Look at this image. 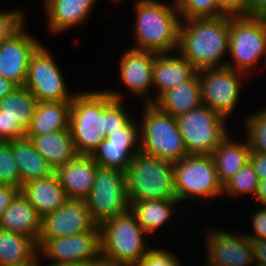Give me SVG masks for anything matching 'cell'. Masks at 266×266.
<instances>
[{"instance_id":"39","label":"cell","mask_w":266,"mask_h":266,"mask_svg":"<svg viewBox=\"0 0 266 266\" xmlns=\"http://www.w3.org/2000/svg\"><path fill=\"white\" fill-rule=\"evenodd\" d=\"M253 213V214H252ZM251 225L253 233H245L249 239H259L266 240V206L260 208H255V211L252 212Z\"/></svg>"},{"instance_id":"9","label":"cell","mask_w":266,"mask_h":266,"mask_svg":"<svg viewBox=\"0 0 266 266\" xmlns=\"http://www.w3.org/2000/svg\"><path fill=\"white\" fill-rule=\"evenodd\" d=\"M176 121L188 155H212L230 133L228 121L204 104L176 117Z\"/></svg>"},{"instance_id":"3","label":"cell","mask_w":266,"mask_h":266,"mask_svg":"<svg viewBox=\"0 0 266 266\" xmlns=\"http://www.w3.org/2000/svg\"><path fill=\"white\" fill-rule=\"evenodd\" d=\"M129 205L139 200L177 199L173 163L139 152L125 172Z\"/></svg>"},{"instance_id":"26","label":"cell","mask_w":266,"mask_h":266,"mask_svg":"<svg viewBox=\"0 0 266 266\" xmlns=\"http://www.w3.org/2000/svg\"><path fill=\"white\" fill-rule=\"evenodd\" d=\"M72 101L38 102L26 136H36L66 130L70 127Z\"/></svg>"},{"instance_id":"15","label":"cell","mask_w":266,"mask_h":266,"mask_svg":"<svg viewBox=\"0 0 266 266\" xmlns=\"http://www.w3.org/2000/svg\"><path fill=\"white\" fill-rule=\"evenodd\" d=\"M139 152V124L134 119L124 129L106 136L90 156L99 167L125 173Z\"/></svg>"},{"instance_id":"51","label":"cell","mask_w":266,"mask_h":266,"mask_svg":"<svg viewBox=\"0 0 266 266\" xmlns=\"http://www.w3.org/2000/svg\"><path fill=\"white\" fill-rule=\"evenodd\" d=\"M110 1H111L112 3L115 1L114 3H117V4H118L119 2L124 1V0H110Z\"/></svg>"},{"instance_id":"29","label":"cell","mask_w":266,"mask_h":266,"mask_svg":"<svg viewBox=\"0 0 266 266\" xmlns=\"http://www.w3.org/2000/svg\"><path fill=\"white\" fill-rule=\"evenodd\" d=\"M183 207L184 204L180 205L177 199L172 200H139L134 201L130 204L129 210L136 217L137 222L141 228L148 234V236L155 235L161 227H165L168 220L172 219V215L177 212L175 207Z\"/></svg>"},{"instance_id":"40","label":"cell","mask_w":266,"mask_h":266,"mask_svg":"<svg viewBox=\"0 0 266 266\" xmlns=\"http://www.w3.org/2000/svg\"><path fill=\"white\" fill-rule=\"evenodd\" d=\"M254 266H266V240L250 239Z\"/></svg>"},{"instance_id":"6","label":"cell","mask_w":266,"mask_h":266,"mask_svg":"<svg viewBox=\"0 0 266 266\" xmlns=\"http://www.w3.org/2000/svg\"><path fill=\"white\" fill-rule=\"evenodd\" d=\"M99 229L100 255L108 261L136 265L150 248L148 234L130 210L104 222Z\"/></svg>"},{"instance_id":"52","label":"cell","mask_w":266,"mask_h":266,"mask_svg":"<svg viewBox=\"0 0 266 266\" xmlns=\"http://www.w3.org/2000/svg\"><path fill=\"white\" fill-rule=\"evenodd\" d=\"M262 18H263V20H264L265 23H266V14H265Z\"/></svg>"},{"instance_id":"48","label":"cell","mask_w":266,"mask_h":266,"mask_svg":"<svg viewBox=\"0 0 266 266\" xmlns=\"http://www.w3.org/2000/svg\"><path fill=\"white\" fill-rule=\"evenodd\" d=\"M40 266H95V262H75V263H67V264H43L41 261L39 262Z\"/></svg>"},{"instance_id":"30","label":"cell","mask_w":266,"mask_h":266,"mask_svg":"<svg viewBox=\"0 0 266 266\" xmlns=\"http://www.w3.org/2000/svg\"><path fill=\"white\" fill-rule=\"evenodd\" d=\"M37 243L24 235L0 229V266L39 263Z\"/></svg>"},{"instance_id":"49","label":"cell","mask_w":266,"mask_h":266,"mask_svg":"<svg viewBox=\"0 0 266 266\" xmlns=\"http://www.w3.org/2000/svg\"><path fill=\"white\" fill-rule=\"evenodd\" d=\"M51 0H43L42 4H43V8L50 2Z\"/></svg>"},{"instance_id":"28","label":"cell","mask_w":266,"mask_h":266,"mask_svg":"<svg viewBox=\"0 0 266 266\" xmlns=\"http://www.w3.org/2000/svg\"><path fill=\"white\" fill-rule=\"evenodd\" d=\"M26 138L30 139L54 171L78 155L70 128Z\"/></svg>"},{"instance_id":"4","label":"cell","mask_w":266,"mask_h":266,"mask_svg":"<svg viewBox=\"0 0 266 266\" xmlns=\"http://www.w3.org/2000/svg\"><path fill=\"white\" fill-rule=\"evenodd\" d=\"M139 118L140 152L176 163L188 155L176 118L153 103H143ZM143 119V120H142Z\"/></svg>"},{"instance_id":"45","label":"cell","mask_w":266,"mask_h":266,"mask_svg":"<svg viewBox=\"0 0 266 266\" xmlns=\"http://www.w3.org/2000/svg\"><path fill=\"white\" fill-rule=\"evenodd\" d=\"M18 87L19 86L13 81L0 77V100Z\"/></svg>"},{"instance_id":"41","label":"cell","mask_w":266,"mask_h":266,"mask_svg":"<svg viewBox=\"0 0 266 266\" xmlns=\"http://www.w3.org/2000/svg\"><path fill=\"white\" fill-rule=\"evenodd\" d=\"M221 11L228 16H244V0H218Z\"/></svg>"},{"instance_id":"23","label":"cell","mask_w":266,"mask_h":266,"mask_svg":"<svg viewBox=\"0 0 266 266\" xmlns=\"http://www.w3.org/2000/svg\"><path fill=\"white\" fill-rule=\"evenodd\" d=\"M20 192L41 218L56 211L68 200L55 173L26 182L22 185Z\"/></svg>"},{"instance_id":"38","label":"cell","mask_w":266,"mask_h":266,"mask_svg":"<svg viewBox=\"0 0 266 266\" xmlns=\"http://www.w3.org/2000/svg\"><path fill=\"white\" fill-rule=\"evenodd\" d=\"M22 9H11L0 11V45L15 32L24 22H26V11Z\"/></svg>"},{"instance_id":"42","label":"cell","mask_w":266,"mask_h":266,"mask_svg":"<svg viewBox=\"0 0 266 266\" xmlns=\"http://www.w3.org/2000/svg\"><path fill=\"white\" fill-rule=\"evenodd\" d=\"M266 14V0H244V16L263 17Z\"/></svg>"},{"instance_id":"2","label":"cell","mask_w":266,"mask_h":266,"mask_svg":"<svg viewBox=\"0 0 266 266\" xmlns=\"http://www.w3.org/2000/svg\"><path fill=\"white\" fill-rule=\"evenodd\" d=\"M172 1L134 0L135 45L130 48L157 54L178 52L181 19Z\"/></svg>"},{"instance_id":"17","label":"cell","mask_w":266,"mask_h":266,"mask_svg":"<svg viewBox=\"0 0 266 266\" xmlns=\"http://www.w3.org/2000/svg\"><path fill=\"white\" fill-rule=\"evenodd\" d=\"M38 101L24 86H19L0 100V141L26 137Z\"/></svg>"},{"instance_id":"53","label":"cell","mask_w":266,"mask_h":266,"mask_svg":"<svg viewBox=\"0 0 266 266\" xmlns=\"http://www.w3.org/2000/svg\"><path fill=\"white\" fill-rule=\"evenodd\" d=\"M264 62H265V63H263V64H265V65H266V60H264ZM265 65L263 66V68H264V69H265V67H266Z\"/></svg>"},{"instance_id":"37","label":"cell","mask_w":266,"mask_h":266,"mask_svg":"<svg viewBox=\"0 0 266 266\" xmlns=\"http://www.w3.org/2000/svg\"><path fill=\"white\" fill-rule=\"evenodd\" d=\"M171 250L150 247L136 266H184Z\"/></svg>"},{"instance_id":"7","label":"cell","mask_w":266,"mask_h":266,"mask_svg":"<svg viewBox=\"0 0 266 266\" xmlns=\"http://www.w3.org/2000/svg\"><path fill=\"white\" fill-rule=\"evenodd\" d=\"M175 191L180 204L213 201L223 197L215 163L211 155H187L173 163ZM203 199V200H202Z\"/></svg>"},{"instance_id":"10","label":"cell","mask_w":266,"mask_h":266,"mask_svg":"<svg viewBox=\"0 0 266 266\" xmlns=\"http://www.w3.org/2000/svg\"><path fill=\"white\" fill-rule=\"evenodd\" d=\"M43 44L30 57L24 87L38 102L72 101L78 91H69L56 58Z\"/></svg>"},{"instance_id":"50","label":"cell","mask_w":266,"mask_h":266,"mask_svg":"<svg viewBox=\"0 0 266 266\" xmlns=\"http://www.w3.org/2000/svg\"><path fill=\"white\" fill-rule=\"evenodd\" d=\"M25 266H40V264L39 263H32L30 265H25Z\"/></svg>"},{"instance_id":"19","label":"cell","mask_w":266,"mask_h":266,"mask_svg":"<svg viewBox=\"0 0 266 266\" xmlns=\"http://www.w3.org/2000/svg\"><path fill=\"white\" fill-rule=\"evenodd\" d=\"M98 228L85 200L68 199L63 206L42 218L39 239L72 236Z\"/></svg>"},{"instance_id":"13","label":"cell","mask_w":266,"mask_h":266,"mask_svg":"<svg viewBox=\"0 0 266 266\" xmlns=\"http://www.w3.org/2000/svg\"><path fill=\"white\" fill-rule=\"evenodd\" d=\"M39 261L48 264L96 262L100 257V229L72 236L38 240ZM47 258V259H46Z\"/></svg>"},{"instance_id":"18","label":"cell","mask_w":266,"mask_h":266,"mask_svg":"<svg viewBox=\"0 0 266 266\" xmlns=\"http://www.w3.org/2000/svg\"><path fill=\"white\" fill-rule=\"evenodd\" d=\"M157 53L136 50L128 47L121 52L118 77L120 84L133 94L142 99L143 103H152L150 90L153 85V66ZM149 93V94H148Z\"/></svg>"},{"instance_id":"1","label":"cell","mask_w":266,"mask_h":266,"mask_svg":"<svg viewBox=\"0 0 266 266\" xmlns=\"http://www.w3.org/2000/svg\"><path fill=\"white\" fill-rule=\"evenodd\" d=\"M230 16L181 20L178 52L198 71L226 67Z\"/></svg>"},{"instance_id":"31","label":"cell","mask_w":266,"mask_h":266,"mask_svg":"<svg viewBox=\"0 0 266 266\" xmlns=\"http://www.w3.org/2000/svg\"><path fill=\"white\" fill-rule=\"evenodd\" d=\"M12 153L19 167L21 184L52 175L55 171L28 138L12 141Z\"/></svg>"},{"instance_id":"25","label":"cell","mask_w":266,"mask_h":266,"mask_svg":"<svg viewBox=\"0 0 266 266\" xmlns=\"http://www.w3.org/2000/svg\"><path fill=\"white\" fill-rule=\"evenodd\" d=\"M244 139L238 142L229 133L211 155L222 185L249 162L251 151L246 138Z\"/></svg>"},{"instance_id":"8","label":"cell","mask_w":266,"mask_h":266,"mask_svg":"<svg viewBox=\"0 0 266 266\" xmlns=\"http://www.w3.org/2000/svg\"><path fill=\"white\" fill-rule=\"evenodd\" d=\"M228 54L231 59L226 67L247 76L256 71L261 60H266V23L262 17L230 16Z\"/></svg>"},{"instance_id":"14","label":"cell","mask_w":266,"mask_h":266,"mask_svg":"<svg viewBox=\"0 0 266 266\" xmlns=\"http://www.w3.org/2000/svg\"><path fill=\"white\" fill-rule=\"evenodd\" d=\"M212 227L204 232L207 252L205 266H254L250 239L245 231L228 232Z\"/></svg>"},{"instance_id":"46","label":"cell","mask_w":266,"mask_h":266,"mask_svg":"<svg viewBox=\"0 0 266 266\" xmlns=\"http://www.w3.org/2000/svg\"><path fill=\"white\" fill-rule=\"evenodd\" d=\"M254 199L257 201L258 206H266V179L259 181Z\"/></svg>"},{"instance_id":"43","label":"cell","mask_w":266,"mask_h":266,"mask_svg":"<svg viewBox=\"0 0 266 266\" xmlns=\"http://www.w3.org/2000/svg\"><path fill=\"white\" fill-rule=\"evenodd\" d=\"M249 162L253 166L259 181L266 179V153L251 152Z\"/></svg>"},{"instance_id":"34","label":"cell","mask_w":266,"mask_h":266,"mask_svg":"<svg viewBox=\"0 0 266 266\" xmlns=\"http://www.w3.org/2000/svg\"><path fill=\"white\" fill-rule=\"evenodd\" d=\"M244 117L245 138L251 152L266 153V107Z\"/></svg>"},{"instance_id":"27","label":"cell","mask_w":266,"mask_h":266,"mask_svg":"<svg viewBox=\"0 0 266 266\" xmlns=\"http://www.w3.org/2000/svg\"><path fill=\"white\" fill-rule=\"evenodd\" d=\"M153 104L175 118L201 106L203 103L198 72L190 80L164 92Z\"/></svg>"},{"instance_id":"36","label":"cell","mask_w":266,"mask_h":266,"mask_svg":"<svg viewBox=\"0 0 266 266\" xmlns=\"http://www.w3.org/2000/svg\"><path fill=\"white\" fill-rule=\"evenodd\" d=\"M0 185L21 189V175L12 153V141H0Z\"/></svg>"},{"instance_id":"24","label":"cell","mask_w":266,"mask_h":266,"mask_svg":"<svg viewBox=\"0 0 266 266\" xmlns=\"http://www.w3.org/2000/svg\"><path fill=\"white\" fill-rule=\"evenodd\" d=\"M42 218L36 209L19 192L0 219V229L33 239L37 244Z\"/></svg>"},{"instance_id":"12","label":"cell","mask_w":266,"mask_h":266,"mask_svg":"<svg viewBox=\"0 0 266 266\" xmlns=\"http://www.w3.org/2000/svg\"><path fill=\"white\" fill-rule=\"evenodd\" d=\"M198 77L202 103L228 121L239 104L242 82L248 76L234 69L222 67L201 69L198 71Z\"/></svg>"},{"instance_id":"11","label":"cell","mask_w":266,"mask_h":266,"mask_svg":"<svg viewBox=\"0 0 266 266\" xmlns=\"http://www.w3.org/2000/svg\"><path fill=\"white\" fill-rule=\"evenodd\" d=\"M85 202L97 226L127 212L130 205L125 173L98 166L93 187Z\"/></svg>"},{"instance_id":"47","label":"cell","mask_w":266,"mask_h":266,"mask_svg":"<svg viewBox=\"0 0 266 266\" xmlns=\"http://www.w3.org/2000/svg\"><path fill=\"white\" fill-rule=\"evenodd\" d=\"M95 266H136L135 264L129 263H120V262H112L100 257L96 262Z\"/></svg>"},{"instance_id":"44","label":"cell","mask_w":266,"mask_h":266,"mask_svg":"<svg viewBox=\"0 0 266 266\" xmlns=\"http://www.w3.org/2000/svg\"><path fill=\"white\" fill-rule=\"evenodd\" d=\"M20 192L19 189L10 185H0V219L3 212L9 207L13 199Z\"/></svg>"},{"instance_id":"5","label":"cell","mask_w":266,"mask_h":266,"mask_svg":"<svg viewBox=\"0 0 266 266\" xmlns=\"http://www.w3.org/2000/svg\"><path fill=\"white\" fill-rule=\"evenodd\" d=\"M70 131L78 155H91L106 138V91H79L71 103Z\"/></svg>"},{"instance_id":"22","label":"cell","mask_w":266,"mask_h":266,"mask_svg":"<svg viewBox=\"0 0 266 266\" xmlns=\"http://www.w3.org/2000/svg\"><path fill=\"white\" fill-rule=\"evenodd\" d=\"M97 167L90 155H77L54 173L68 199L85 200L93 187Z\"/></svg>"},{"instance_id":"20","label":"cell","mask_w":266,"mask_h":266,"mask_svg":"<svg viewBox=\"0 0 266 266\" xmlns=\"http://www.w3.org/2000/svg\"><path fill=\"white\" fill-rule=\"evenodd\" d=\"M96 3L98 0H51L43 8L47 29L57 36L79 28L90 19Z\"/></svg>"},{"instance_id":"21","label":"cell","mask_w":266,"mask_h":266,"mask_svg":"<svg viewBox=\"0 0 266 266\" xmlns=\"http://www.w3.org/2000/svg\"><path fill=\"white\" fill-rule=\"evenodd\" d=\"M198 70L179 52L156 54L153 66L154 103L164 92L190 80Z\"/></svg>"},{"instance_id":"16","label":"cell","mask_w":266,"mask_h":266,"mask_svg":"<svg viewBox=\"0 0 266 266\" xmlns=\"http://www.w3.org/2000/svg\"><path fill=\"white\" fill-rule=\"evenodd\" d=\"M25 22L0 45V77L24 86L31 55L43 43L26 31Z\"/></svg>"},{"instance_id":"32","label":"cell","mask_w":266,"mask_h":266,"mask_svg":"<svg viewBox=\"0 0 266 266\" xmlns=\"http://www.w3.org/2000/svg\"><path fill=\"white\" fill-rule=\"evenodd\" d=\"M106 91V136L111 132L124 129L134 118L124 107L125 96L119 90ZM122 94V95H121ZM129 114V115H128Z\"/></svg>"},{"instance_id":"35","label":"cell","mask_w":266,"mask_h":266,"mask_svg":"<svg viewBox=\"0 0 266 266\" xmlns=\"http://www.w3.org/2000/svg\"><path fill=\"white\" fill-rule=\"evenodd\" d=\"M181 20L224 16L218 0H174Z\"/></svg>"},{"instance_id":"33","label":"cell","mask_w":266,"mask_h":266,"mask_svg":"<svg viewBox=\"0 0 266 266\" xmlns=\"http://www.w3.org/2000/svg\"><path fill=\"white\" fill-rule=\"evenodd\" d=\"M259 179L253 166L248 162L242 167L232 178L223 185V194L233 197L246 196V194L254 195L258 189Z\"/></svg>"}]
</instances>
